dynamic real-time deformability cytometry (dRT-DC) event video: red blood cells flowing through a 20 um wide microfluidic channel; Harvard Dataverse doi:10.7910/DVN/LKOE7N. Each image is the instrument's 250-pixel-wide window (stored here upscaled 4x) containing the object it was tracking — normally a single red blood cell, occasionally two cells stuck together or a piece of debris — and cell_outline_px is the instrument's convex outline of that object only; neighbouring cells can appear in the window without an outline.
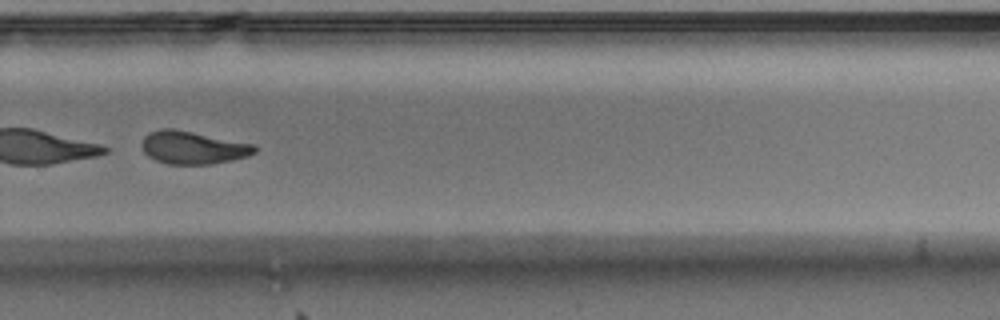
{"species": "Egyptian fruit bat (a non-hibernating species)", "species_latin": "Rousettus aegyptiacus", "temperature_condition": "warm", "stored_images_in_passage": 50, "camera_frame_rate_fps": 3000, "um_per_image_px": 0.085, "animal": {"sex": "male"}, "frame": {"image": 1, "passage_image": 35, "time_ms": 11.333, "image_size_px": [1000, 320], "cell_outline_px": [[260, 148], [256, 152], [248, 156], [232, 160], [212, 164], [168, 164], [156, 160], [148, 156], [144, 152], [140, 144], [144, 136], [148, 132], [160, 128], [172, 128], [256, 144]], "centroid_in_image_um": [16.41, 12.54], "position_along_channel_um": 313.4, "area_um2": 21.91}}